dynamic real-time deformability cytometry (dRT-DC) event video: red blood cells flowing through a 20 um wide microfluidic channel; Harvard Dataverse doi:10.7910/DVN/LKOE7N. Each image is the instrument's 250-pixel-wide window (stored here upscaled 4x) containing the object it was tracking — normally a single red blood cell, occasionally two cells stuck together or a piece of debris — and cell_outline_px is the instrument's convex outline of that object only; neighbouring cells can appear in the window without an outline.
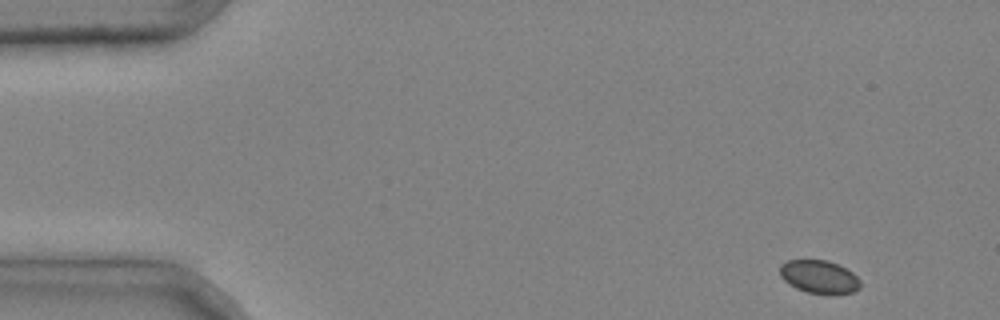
{"species": "common noctule bat (a hibernating species)", "species_latin": "Nyctalus noctula", "temperature_condition": "cold", "stored_images_in_passage": 4, "camera_frame_rate_fps": 3000, "um_per_image_px": 0.085, "animal": {"sex": "male", "body_mass_g": 20.4}, "frame": {"image": 1, "passage_image": 1, "time_ms": 0.0, "image_size_px": [1000, 320], "cell_outline_px": [[860, 288], [852, 292], [836, 296], [828, 296], [808, 292], [796, 288], [788, 284], [780, 276], [780, 264], [788, 260], [828, 260], [852, 272], [860, 280]], "centroid_in_image_um": [69.64, 23.56], "position_along_channel_um": 15.4, "area_um2": 15.84}}
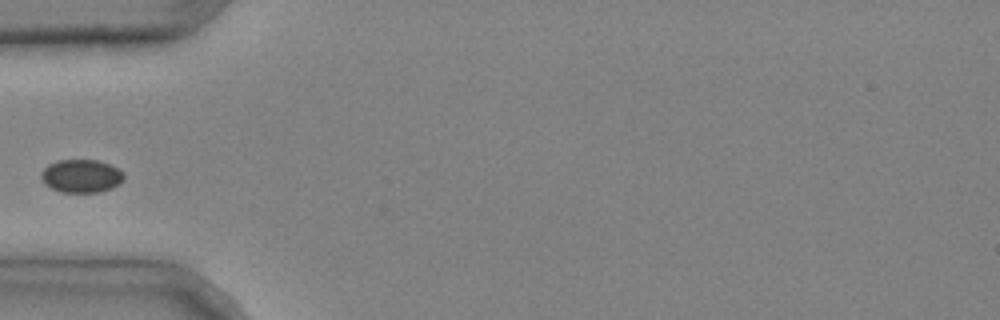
{"frame": {"image": 2, "passage_image": 4, "time_ms": 1.0, "image_size_px": [1000, 320], "cell_outline_px": [[124, 180], [120, 184], [100, 192], [60, 192], [44, 184], [40, 176], [40, 172], [48, 164], [56, 160], [96, 160], [120, 168], [124, 172]], "centroid_in_image_um": [6.91, 14.96], "position_along_channel_um": 78.1, "area_um2": 16.18}}